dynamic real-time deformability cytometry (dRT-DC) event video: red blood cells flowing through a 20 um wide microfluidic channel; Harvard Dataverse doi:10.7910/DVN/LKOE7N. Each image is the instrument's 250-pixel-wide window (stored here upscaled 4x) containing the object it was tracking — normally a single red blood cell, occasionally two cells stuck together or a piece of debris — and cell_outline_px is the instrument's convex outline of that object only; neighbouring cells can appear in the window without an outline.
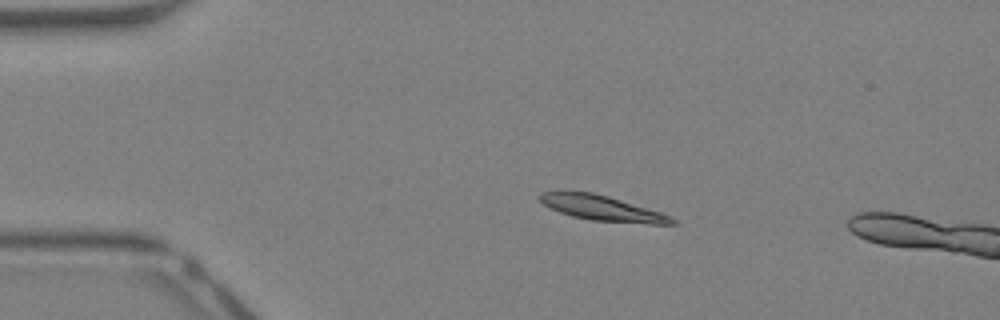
{"species": "Egyptian fruit bat (a non-hibernating species)", "species_latin": "Rousettus aegyptiacus", "temperature_condition": "warm", "stored_images_in_passage": 4, "camera_frame_rate_fps": 3000, "um_per_image_px": 0.085, "animal": {"sex": "female"}, "frame": {"image": 1, "passage_image": 1, "time_ms": 0.0, "image_size_px": [1000, 320], "cell_outline_px": [[676, 224], [648, 224], [592, 220], [572, 216], [560, 212], [544, 204], [536, 196], [540, 192], [556, 188], [560, 188], [592, 192], [608, 196], [660, 212], [672, 216], [676, 220]], "centroid_in_image_um": [51.07, 17.64], "position_along_channel_um": 33.9, "area_um2": 19.94}}